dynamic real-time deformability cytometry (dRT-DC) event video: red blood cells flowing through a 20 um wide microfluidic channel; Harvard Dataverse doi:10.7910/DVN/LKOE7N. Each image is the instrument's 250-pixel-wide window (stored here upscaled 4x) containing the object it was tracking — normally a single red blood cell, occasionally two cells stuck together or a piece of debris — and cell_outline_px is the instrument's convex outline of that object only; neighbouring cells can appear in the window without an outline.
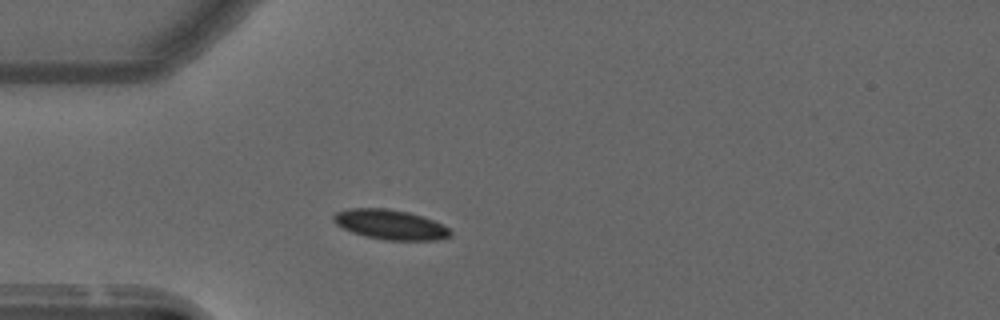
{"species": "common noctule bat (a hibernating species)", "species_latin": "Nyctalus noctula", "temperature_condition": "warm", "stored_images_in_passage": 41, "camera_frame_rate_fps": 3000, "um_per_image_px": 0.085, "animal": {"sex": "male", "forearm_length_mm": 52.5}, "frame": {"image": 1, "passage_image": 1, "time_ms": 0.0, "image_size_px": [1000, 320], "cell_outline_px": [[452, 236], [436, 240], [384, 240], [364, 236], [352, 232], [336, 224], [332, 220], [332, 216], [336, 212], [348, 208], [384, 208], [408, 212], [432, 220], [448, 228], [452, 232]], "centroid_in_image_um": [33.14, 19.09], "position_along_channel_um": 51.9, "area_um2": 20.23}}
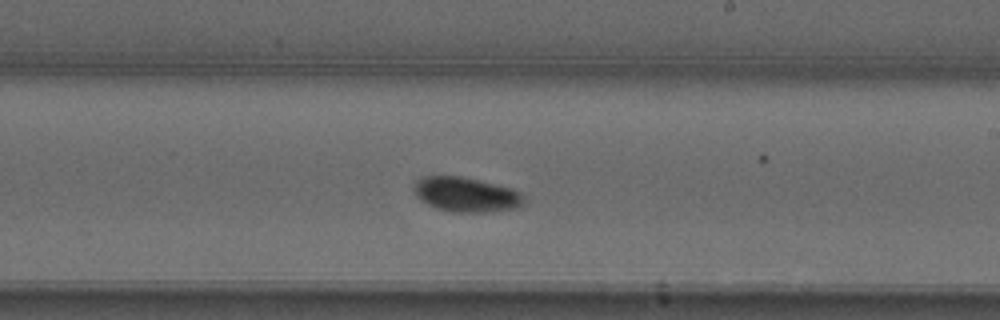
{"frame": {"image": 2, "passage_image": 18, "time_ms": 5.667, "image_size_px": [1000, 320], "cell_outline_px": [[524, 204], [516, 208], [492, 212], [452, 212], [436, 208], [420, 200], [416, 196], [412, 188], [412, 184], [420, 176], [460, 176], [512, 188], [520, 192], [524, 196]], "centroid_in_image_um": [39.59, 16.54], "position_along_channel_um": 249.4, "area_um2": 22.48}}
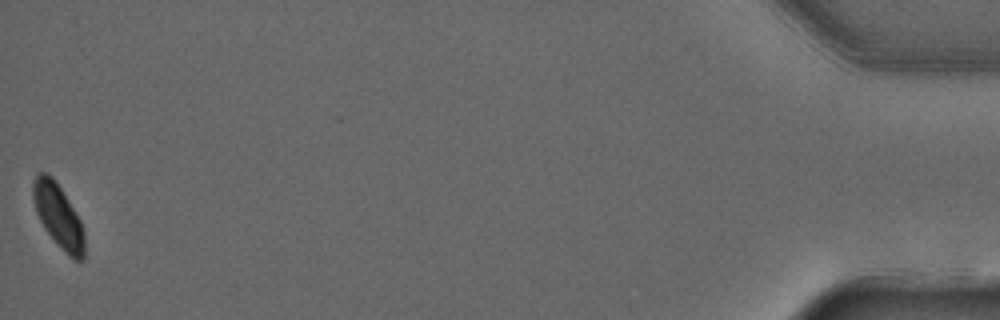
{"frame": {"image": 3, "passage_image": 41, "time_ms": 13.333, "image_size_px": [1000, 320], "cell_outline_px": [[84, 260], [76, 260], [68, 256], [64, 252], [44, 228], [36, 212], [32, 196], [32, 180], [36, 172], [44, 172], [52, 176], [56, 180], [80, 220], [84, 232]], "centroid_in_image_um": [4.93, 18.32], "position_along_channel_um": 430.3, "area_um2": 19.13}, "authors_computed_cell_mechanics": {"area_um2": 20.8658, "velocity_mm_per_s": 3.6632, "shape_relaxation_time_tau1_ms": 8.8054, "shape_relaxation_time_tau2_ms": null, "deformation_change_tau1": 0.1419, "deformation_change_tau2": null}}